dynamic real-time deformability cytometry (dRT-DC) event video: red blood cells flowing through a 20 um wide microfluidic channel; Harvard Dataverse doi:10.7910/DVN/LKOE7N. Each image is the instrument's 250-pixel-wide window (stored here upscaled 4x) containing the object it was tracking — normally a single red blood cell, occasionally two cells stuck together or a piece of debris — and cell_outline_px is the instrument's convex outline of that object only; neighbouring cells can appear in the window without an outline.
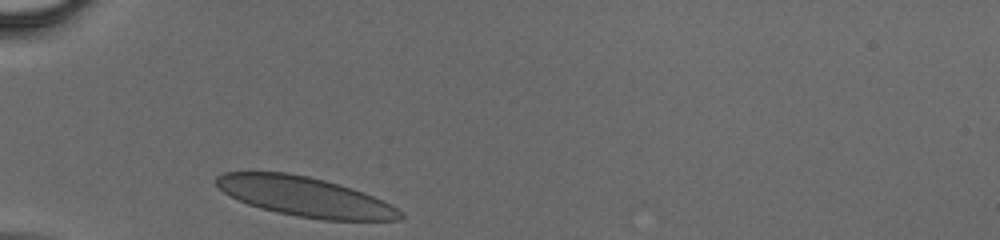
{"species": "human", "species_latin": "Homo sapiens", "temperature_condition": "cold", "stored_images_in_passage": 25, "camera_frame_rate_fps": 3000, "um_per_image_px": 0.085, "donor": {"sex": "male"}, "frame": {"image": 1, "passage_image": 1, "time_ms": 0.0, "image_size_px": [1000, 240], "cell_outline_px": [[404, 216], [400, 220], [324, 220], [296, 216], [276, 212], [260, 208], [248, 204], [224, 192], [216, 184], [216, 176], [224, 172], [288, 172], [308, 176], [340, 184], [352, 188], [372, 196], [396, 208]], "centroid_in_image_um": [25.9, 16.71], "position_along_channel_um": 59.1, "area_um2": 41.96}}
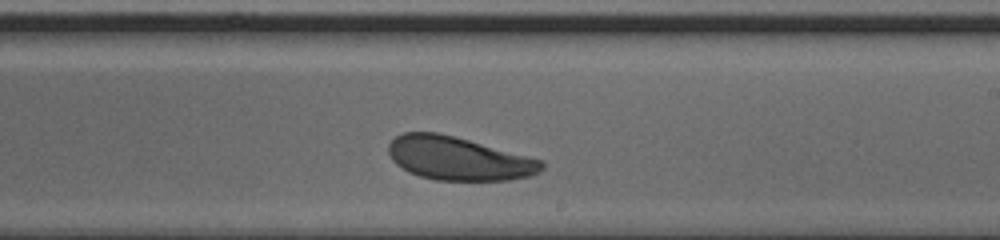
{"frame": {"image": 2, "passage_image": 15, "time_ms": 4.667, "image_size_px": [1000, 240], "cell_outline_px": [[544, 168], [540, 172], [532, 176], [508, 180], [436, 180], [420, 176], [408, 172], [396, 164], [392, 160], [388, 152], [388, 144], [396, 136], [404, 132], [440, 132], [544, 160]], "centroid_in_image_um": [38.99, 13.47], "position_along_channel_um": 250.0, "area_um2": 39.02}}
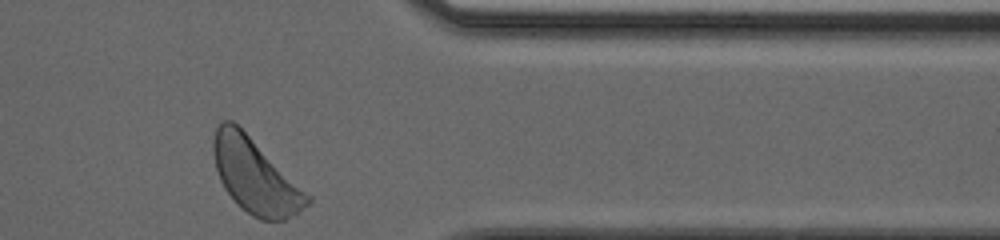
{"frame": {"image": 3, "passage_image": 25, "time_ms": 8.0, "image_size_px": [1000, 240], "cell_outline_px": [[312, 200], [308, 204], [284, 220], [260, 220], [252, 216], [224, 188], [220, 180], [216, 168], [212, 152], [212, 140], [216, 128], [224, 120], [232, 120], [312, 196]], "centroid_in_image_um": [21.68, 14.95], "position_along_channel_um": 389.7, "area_um2": 39.88}}